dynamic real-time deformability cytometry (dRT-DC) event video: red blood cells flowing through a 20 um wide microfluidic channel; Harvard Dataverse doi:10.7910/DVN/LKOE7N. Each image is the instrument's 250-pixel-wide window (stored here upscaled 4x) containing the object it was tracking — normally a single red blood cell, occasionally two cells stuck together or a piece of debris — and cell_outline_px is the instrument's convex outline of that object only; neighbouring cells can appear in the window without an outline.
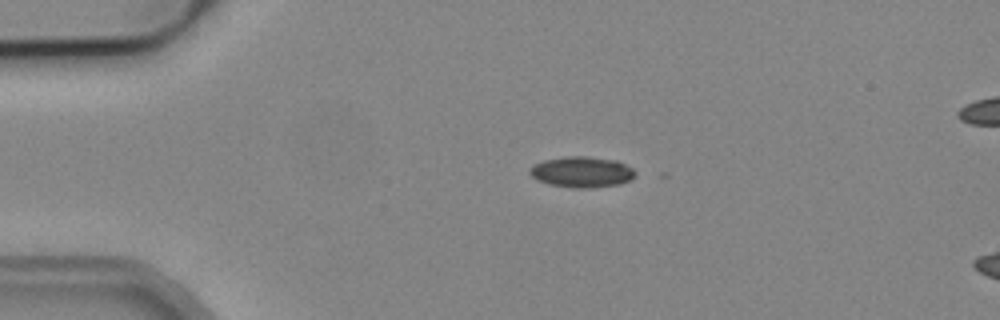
{"species": "common noctule bat (a hibernating species)", "species_latin": "Nyctalus noctula", "temperature_condition": "cold", "stored_images_in_passage": 4, "camera_frame_rate_fps": 3000, "um_per_image_px": 0.085, "animal": {"sex": "male", "body_mass_g": 19.2, "forearm_length_mm": 51.8}, "frame": {"image": 1, "passage_image": 1, "time_ms": 0.0, "image_size_px": [1000, 320], "cell_outline_px": [[636, 172], [632, 180], [620, 184], [588, 188], [572, 188], [548, 184], [536, 180], [528, 172], [528, 168], [532, 164], [544, 160], [564, 156], [588, 156], [616, 160], [632, 168]], "centroid_in_image_um": [49.41, 14.62], "position_along_channel_um": 35.6, "area_um2": 19.25}}